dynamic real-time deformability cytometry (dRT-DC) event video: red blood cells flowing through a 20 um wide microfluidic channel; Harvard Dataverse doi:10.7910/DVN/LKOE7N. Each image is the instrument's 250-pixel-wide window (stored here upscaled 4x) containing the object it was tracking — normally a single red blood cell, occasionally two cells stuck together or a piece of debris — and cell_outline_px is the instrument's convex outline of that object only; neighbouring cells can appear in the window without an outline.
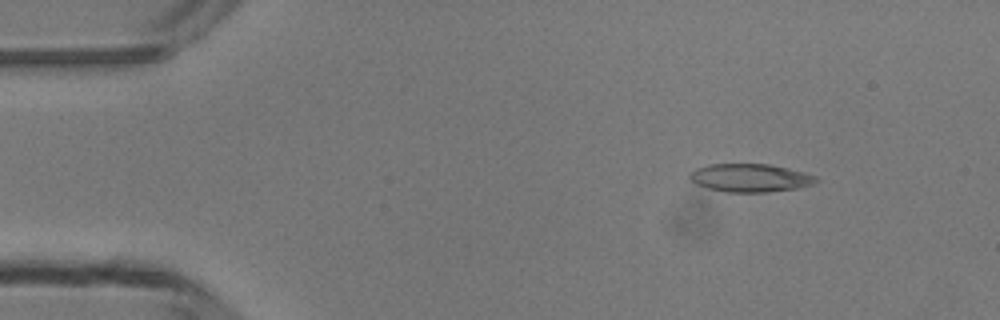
{"species": "common noctule bat (a hibernating species)", "species_latin": "Nyctalus noctula", "temperature_condition": "room temperature", "stored_images_in_passage": 3, "camera_frame_rate_fps": 3000, "um_per_image_px": 0.085, "animal": {"sex": "male", "body_mass_g": 13.3}, "frame": {"image": 1, "passage_image": 1, "time_ms": 0.0, "image_size_px": [1000, 320], "cell_outline_px": [[820, 180], [816, 184], [796, 188], [768, 192], [724, 192], [708, 188], [696, 184], [688, 176], [696, 168], [708, 164], [768, 164], [788, 168], [804, 172], [816, 176]], "centroid_in_image_um": [63.8, 15.12], "position_along_channel_um": 21.2, "area_um2": 20.81}}